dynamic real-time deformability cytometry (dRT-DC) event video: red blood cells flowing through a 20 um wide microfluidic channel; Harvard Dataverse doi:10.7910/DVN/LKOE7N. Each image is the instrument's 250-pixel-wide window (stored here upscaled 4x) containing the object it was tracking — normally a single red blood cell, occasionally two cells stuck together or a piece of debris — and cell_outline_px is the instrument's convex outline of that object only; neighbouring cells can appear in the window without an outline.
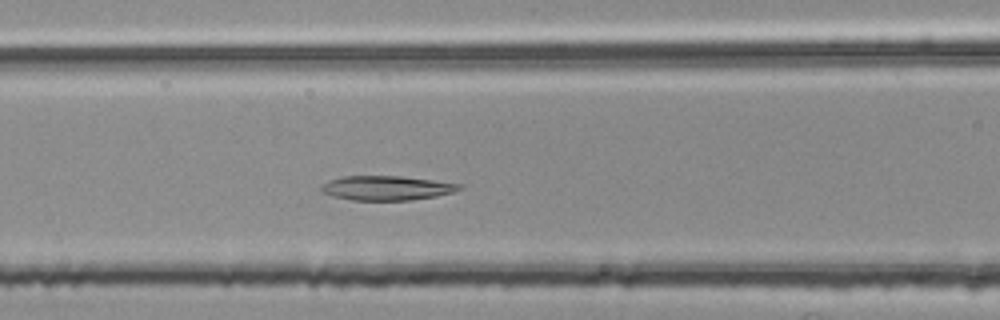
{"species": "common noctule bat (a hibernating species)", "species_latin": "Nyctalus noctula", "temperature_condition": "room temperature", "stored_images_in_passage": 46, "camera_frame_rate_fps": 3000, "um_per_image_px": 0.085, "animal": {"sex": "female", "body_mass_g": 25.1}, "frame": {"image": 1, "passage_image": 18, "time_ms": 5.667, "image_size_px": [1000, 320], "cell_outline_px": [[464, 188], [452, 192], [436, 196], [412, 200], [352, 200], [332, 196], [320, 192], [320, 184], [328, 180], [344, 176], [400, 176], [432, 180], [460, 184]], "centroid_in_image_um": [32.8, 15.98], "position_along_channel_um": 133.8, "area_um2": 19.71}}
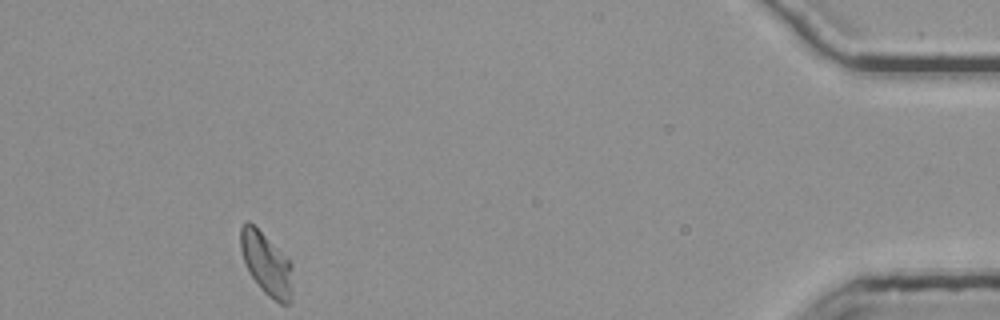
{"frame": {"image": 2, "passage_image": 46, "time_ms": 15.0, "image_size_px": [1000, 320], "cell_outline_px": [[292, 300], [288, 304], [280, 304], [268, 296], [260, 288], [252, 276], [244, 260], [240, 248], [240, 228], [248, 220], [292, 264]], "centroid_in_image_um": [22.66, 22.49], "position_along_channel_um": 412.5, "area_um2": 18.44}, "authors_computed_cell_mechanics": {"area_um2": 12.1669, "velocity_mm_per_s": 2.4459, "shape_relaxation_time_tau1_ms": 2.0798, "shape_relaxation_time_tau2_ms": null, "deformation_change_tau1": 0.334, "deformation_change_tau2": null}}